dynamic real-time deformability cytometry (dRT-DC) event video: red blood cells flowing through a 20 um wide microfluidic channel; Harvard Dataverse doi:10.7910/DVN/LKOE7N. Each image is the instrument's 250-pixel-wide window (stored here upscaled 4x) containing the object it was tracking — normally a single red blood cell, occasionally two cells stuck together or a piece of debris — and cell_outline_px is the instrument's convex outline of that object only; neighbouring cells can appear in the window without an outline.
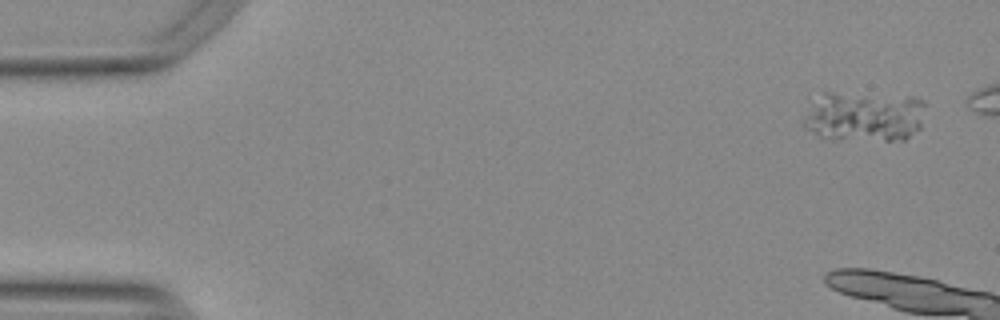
{"species": "Egyptian fruit bat (a non-hibernating species)", "species_latin": "Rousettus aegyptiacus", "temperature_condition": "warm", "stored_images_in_passage": 8, "camera_frame_rate_fps": 3000, "um_per_image_px": 0.085, "animal": {"sex": "female"}, "frame": {"image": 1, "passage_image": 1, "time_ms": 0.0, "image_size_px": [1000, 320], "cell_outline_px": [[924, 104], [920, 128], [904, 140], [884, 140], [820, 136], [804, 128], [804, 116], [808, 92], [832, 92], [916, 96], [924, 100]], "centroid_in_image_um": [73.36, 9.81], "position_along_channel_um": 11.6, "area_um2": 36.47}}